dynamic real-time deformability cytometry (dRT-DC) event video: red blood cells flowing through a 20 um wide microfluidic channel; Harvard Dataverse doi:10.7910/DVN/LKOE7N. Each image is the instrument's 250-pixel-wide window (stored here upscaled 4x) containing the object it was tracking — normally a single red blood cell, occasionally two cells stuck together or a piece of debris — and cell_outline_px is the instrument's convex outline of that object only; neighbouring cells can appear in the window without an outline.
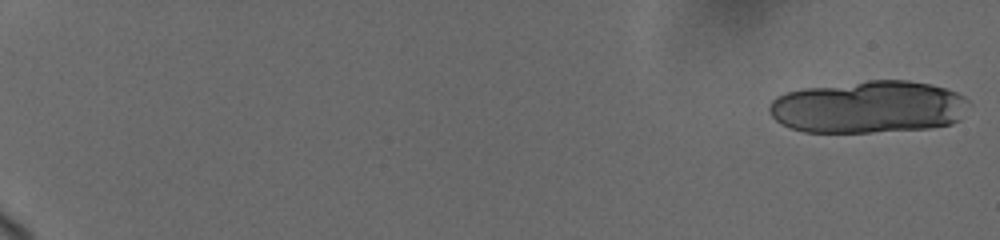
{"species": "human", "species_latin": "Homo sapiens", "temperature_condition": "cold", "stored_images_in_passage": 15, "camera_frame_rate_fps": 3000, "um_per_image_px": 0.085, "donor": {"sex": "female"}, "frame": {"image": 1, "passage_image": 1, "time_ms": 0.0, "image_size_px": [1000, 240], "cell_outline_px": [[972, 104], [960, 120], [952, 124], [928, 128], [872, 132], [804, 132], [780, 124], [768, 112], [768, 108], [772, 100], [776, 96], [788, 92], [804, 88], [868, 80], [908, 80], [928, 84], [944, 88], [956, 92], [964, 96]], "centroid_in_image_um": [73.85, 9.1], "position_along_channel_um": 11.1, "area_um2": 61.33}}
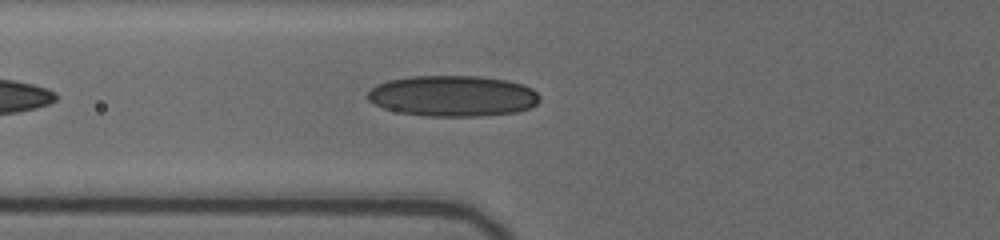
{"frame": {"image": 2, "passage_image": 15, "time_ms": 8.333, "image_size_px": [1000, 240], "cell_outline_px": [[540, 100], [536, 104], [528, 108], [516, 112], [480, 116], [428, 116], [400, 112], [384, 108], [368, 100], [368, 92], [376, 84], [388, 80], [412, 76], [480, 76], [508, 80], [524, 84], [532, 88], [540, 96]], "centroid_in_image_um": [38.52, 8.15], "position_along_channel_um": 87.3, "area_um2": 41.04}}